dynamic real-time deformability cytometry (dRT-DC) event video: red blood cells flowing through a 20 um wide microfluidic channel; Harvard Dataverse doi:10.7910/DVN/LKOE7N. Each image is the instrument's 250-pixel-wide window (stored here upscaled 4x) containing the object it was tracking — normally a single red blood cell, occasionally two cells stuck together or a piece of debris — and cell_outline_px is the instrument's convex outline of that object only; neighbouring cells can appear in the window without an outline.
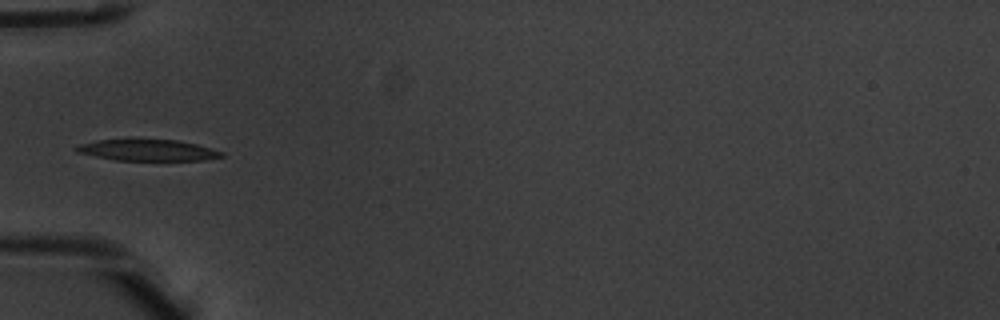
{"species": "common noctule bat (a hibernating species)", "species_latin": "Nyctalus noctula", "temperature_condition": "warm", "stored_images_in_passage": 5, "camera_frame_rate_fps": 3000, "um_per_image_px": 0.085, "animal": {"sex": "male", "body_mass_g": 20.1, "forearm_length_mm": 53.5}, "frame": {"image": 1, "passage_image": 1, "time_ms": 0.0, "image_size_px": [1000, 320], "cell_outline_px": [[224, 156], [204, 160], [116, 160], [76, 152], [72, 148], [80, 144], [96, 140], [176, 140], [196, 144], [212, 148], [224, 152]], "centroid_in_image_um": [12.56, 12.77], "position_along_channel_um": 72.4, "area_um2": 17.8}}